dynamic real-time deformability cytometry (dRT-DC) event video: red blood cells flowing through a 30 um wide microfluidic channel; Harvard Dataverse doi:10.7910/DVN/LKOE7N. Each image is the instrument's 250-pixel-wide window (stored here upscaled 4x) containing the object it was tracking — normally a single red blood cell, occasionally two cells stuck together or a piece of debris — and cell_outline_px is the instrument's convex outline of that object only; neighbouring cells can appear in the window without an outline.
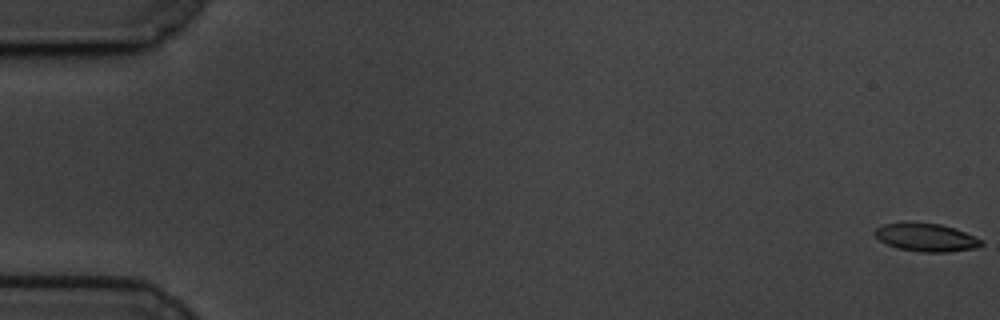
{"species": "common noctule bat (a hibernating species)", "species_latin": "Nyctalus noctula", "temperature_condition": "cold", "stored_images_in_passage": 61, "camera_frame_rate_fps": 3000, "um_per_image_px": 0.085, "animal": {"sex": "male", "body_mass_g": 19.5, "forearm_length_mm": 54.6}, "frame": {"image": 1, "passage_image": 1, "time_ms": 0.0, "image_size_px": [1000, 320], "cell_outline_px": [[984, 244], [976, 248], [948, 252], [920, 252], [896, 248], [880, 240], [872, 232], [876, 228], [884, 224], [908, 220], [940, 224], [964, 232], [980, 240]], "centroid_in_image_um": [78.65, 20.16], "position_along_channel_um": 6.3, "area_um2": 17.63}}
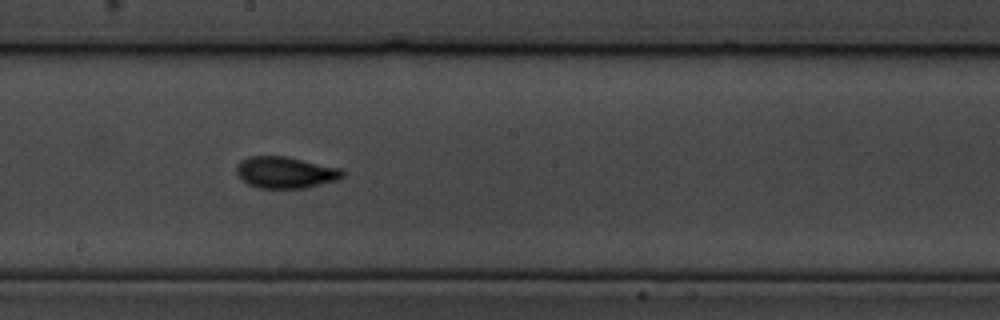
{"frame": {"image": 2, "passage_image": 34, "time_ms": 11.0, "image_size_px": [1000, 320], "cell_outline_px": [[344, 176], [336, 180], [308, 188], [256, 188], [248, 184], [236, 172], [236, 164], [240, 160], [248, 156], [284, 156], [340, 168], [344, 172]], "centroid_in_image_um": [24.24, 14.66], "position_along_channel_um": 224.0, "area_um2": 19.48}}
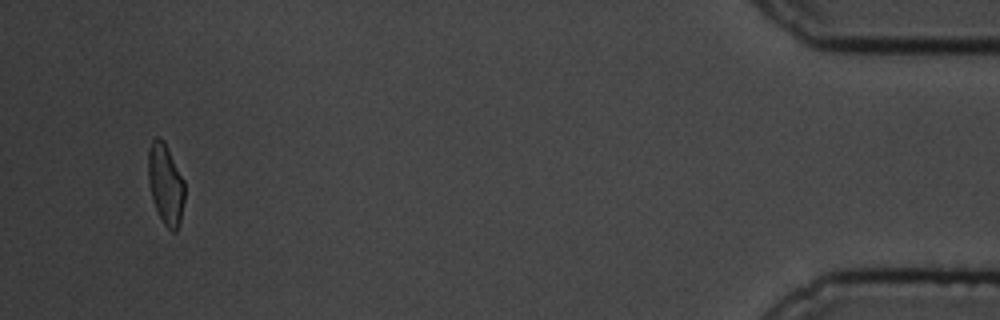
{"frame": {"image": 3, "passage_image": 58, "time_ms": 19.0, "image_size_px": [1000, 320], "cell_outline_px": [[184, 200], [180, 224], [176, 232], [172, 232], [164, 224], [152, 200], [148, 180], [148, 148], [152, 140], [156, 136], [160, 136], [164, 140], [184, 180]], "centroid_in_image_um": [14.07, 15.63], "position_along_channel_um": 421.1, "area_um2": 17.28}, "authors_computed_cell_mechanics": {"area_um2": 18.1492, "velocity_mm_per_s": 3.3841, "shape_relaxation_time_tau1_ms": 3.1888, "shape_relaxation_time_tau2_ms": 1.8841, "deformation_change_tau1": 0.1393, "deformation_change_tau2": 0.0728}}